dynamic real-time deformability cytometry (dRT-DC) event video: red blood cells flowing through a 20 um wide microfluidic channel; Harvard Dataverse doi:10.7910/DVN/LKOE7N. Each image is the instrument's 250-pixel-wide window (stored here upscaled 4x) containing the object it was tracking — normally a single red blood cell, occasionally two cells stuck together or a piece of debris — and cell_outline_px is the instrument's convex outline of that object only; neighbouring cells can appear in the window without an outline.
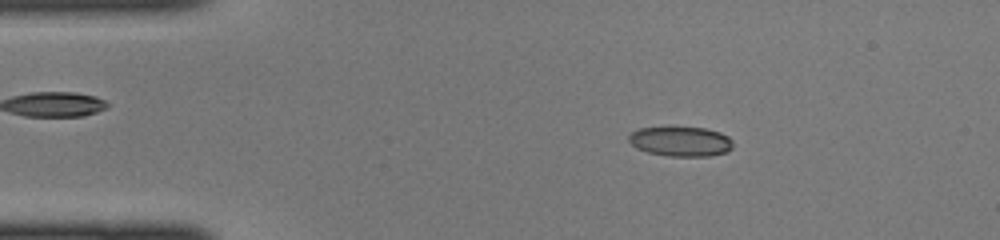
{"species": "common noctule bat (a hibernating species)", "species_latin": "Nyctalus noctula", "temperature_condition": "cold", "stored_images_in_passage": 44, "camera_frame_rate_fps": 3000, "um_per_image_px": 0.085, "animal": {"sex": "female", "body_mass_g": 22.0, "forearm_length_mm": 56.7}, "frame": {"image": 1, "passage_image": 7, "time_ms": 2.0, "image_size_px": [1000, 240], "cell_outline_px": [[732, 148], [728, 152], [712, 156], [668, 156], [648, 152], [636, 148], [628, 140], [628, 136], [632, 132], [640, 128], [704, 128], [720, 132], [728, 136], [732, 140]], "centroid_in_image_um": [57.89, 12.04], "position_along_channel_um": 27.1, "area_um2": 17.98}}
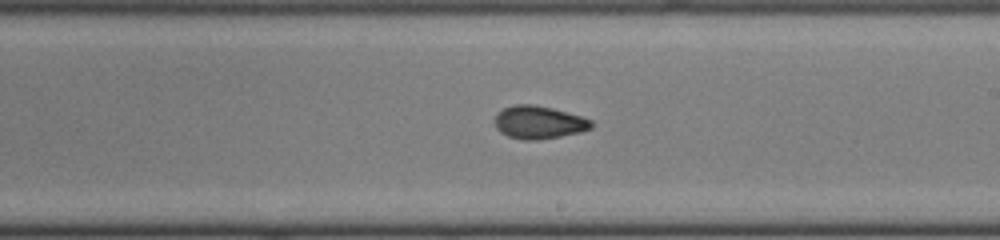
{"frame": {"image": 2, "passage_image": 25, "time_ms": 8.0, "image_size_px": [1000, 240], "cell_outline_px": [[596, 124], [592, 128], [580, 132], [540, 140], [524, 140], [508, 136], [500, 132], [496, 128], [496, 116], [504, 108], [516, 104], [532, 104], [552, 108], [580, 116], [592, 120]], "centroid_in_image_um": [45.84, 10.41], "position_along_channel_um": 243.2, "area_um2": 18.44}}
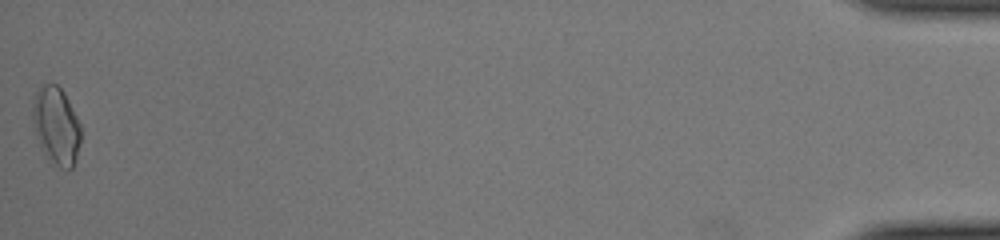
{"frame": {"image": 3, "passage_image": 44, "time_ms": 14.333, "image_size_px": [1000, 240], "cell_outline_px": [[80, 140], [76, 156], [72, 168], [60, 168], [44, 156], [40, 148], [36, 136], [32, 120], [32, 108], [36, 92], [44, 84], [56, 84], [64, 92], [80, 124]], "centroid_in_image_um": [4.75, 10.7], "position_along_channel_um": 430.4, "area_um2": 21.62}}